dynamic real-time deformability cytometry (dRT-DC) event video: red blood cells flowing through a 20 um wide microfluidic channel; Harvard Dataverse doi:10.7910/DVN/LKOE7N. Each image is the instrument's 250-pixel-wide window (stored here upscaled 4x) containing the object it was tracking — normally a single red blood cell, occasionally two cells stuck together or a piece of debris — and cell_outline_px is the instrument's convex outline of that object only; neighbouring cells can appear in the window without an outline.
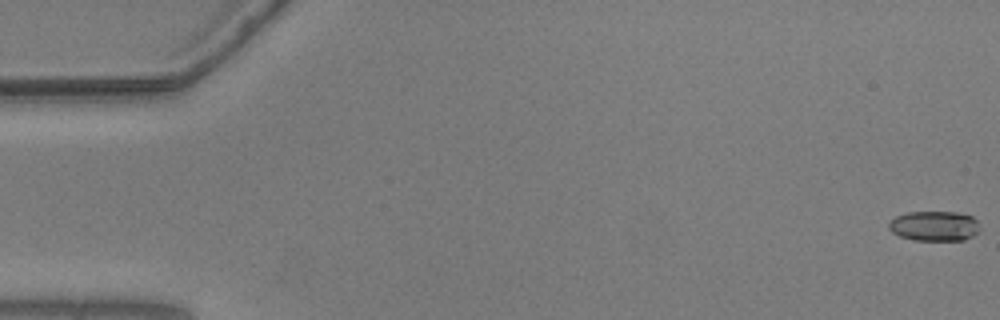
{"species": "common noctule bat (a hibernating species)", "species_latin": "Nyctalus noctula", "temperature_condition": "warm", "stored_images_in_passage": 49, "camera_frame_rate_fps": 3000, "um_per_image_px": 0.085, "animal": {"sex": "male", "body_mass_g": 20.5, "forearm_length_mm": 52.5}, "frame": {"image": 1, "passage_image": 1, "time_ms": 0.0, "image_size_px": [1000, 320], "cell_outline_px": [[980, 232], [964, 240], [912, 240], [900, 236], [892, 232], [888, 228], [888, 220], [896, 216], [908, 212], [956, 212], [972, 216], [976, 220]], "centroid_in_image_um": [79.39, 19.21], "position_along_channel_um": 5.6, "area_um2": 16.01}}
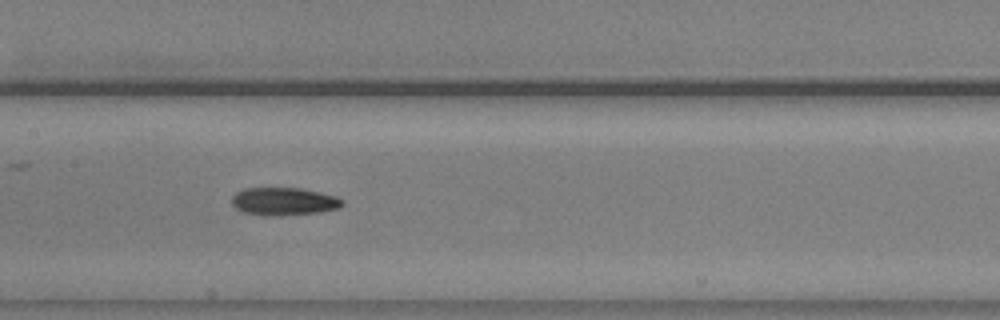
{"frame": {"image": 2, "passage_image": 28, "time_ms": 9.0, "image_size_px": [1000, 320], "cell_outline_px": [[344, 204], [340, 208], [320, 212], [268, 216], [264, 216], [244, 212], [236, 208], [232, 204], [232, 196], [236, 192], [244, 188], [300, 188], [320, 192], [336, 196], [344, 200]], "centroid_in_image_um": [24.14, 17.11], "position_along_channel_um": 183.3, "area_um2": 17.98}}
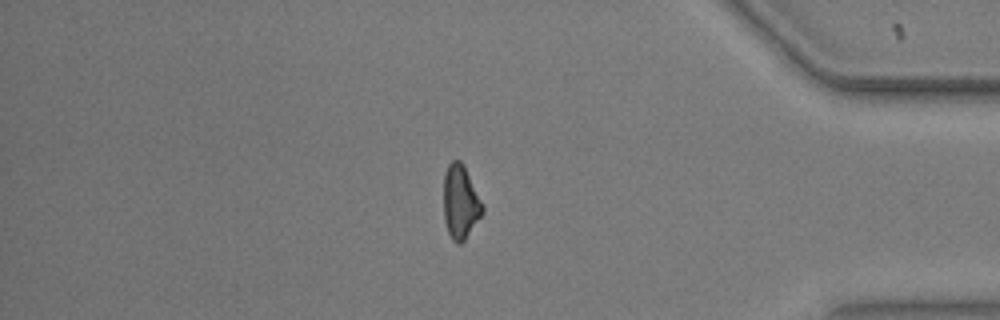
{"frame": {"image": 3, "passage_image": 48, "time_ms": 15.667, "image_size_px": [1000, 320], "cell_outline_px": [[484, 212], [464, 240], [460, 244], [456, 244], [452, 240], [448, 232], [444, 220], [444, 176], [448, 164], [452, 160], [460, 160], [464, 164], [484, 204]], "centroid_in_image_um": [39.15, 17.16], "position_along_channel_um": 396.0, "area_um2": 16.94}}